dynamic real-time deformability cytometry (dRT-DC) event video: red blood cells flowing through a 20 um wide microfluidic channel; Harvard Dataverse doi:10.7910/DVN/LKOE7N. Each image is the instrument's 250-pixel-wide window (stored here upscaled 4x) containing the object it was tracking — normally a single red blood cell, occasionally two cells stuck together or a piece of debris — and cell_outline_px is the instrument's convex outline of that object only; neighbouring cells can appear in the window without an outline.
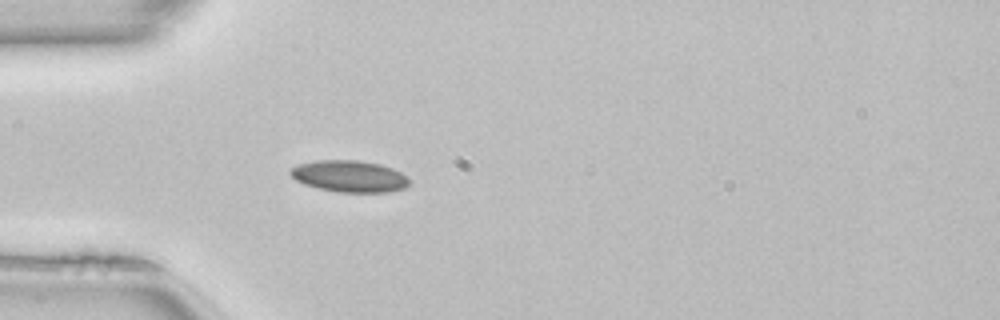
{"species": "common noctule bat (a hibernating species)", "species_latin": "Nyctalus noctula", "temperature_condition": "room temperature", "stored_images_in_passage": 42, "camera_frame_rate_fps": 3000, "um_per_image_px": 0.085, "animal": {"sex": "female", "body_mass_g": 22.7, "forearm_length_mm": 54.2}, "frame": {"image": 1, "passage_image": 7, "time_ms": 2.0, "image_size_px": [1000, 320], "cell_outline_px": [[412, 180], [404, 188], [388, 192], [336, 192], [304, 184], [296, 180], [288, 172], [292, 168], [300, 164], [316, 160], [360, 160], [380, 164], [392, 168], [400, 172]], "centroid_in_image_um": [29.72, 14.98], "position_along_channel_um": 55.3, "area_um2": 21.91}}